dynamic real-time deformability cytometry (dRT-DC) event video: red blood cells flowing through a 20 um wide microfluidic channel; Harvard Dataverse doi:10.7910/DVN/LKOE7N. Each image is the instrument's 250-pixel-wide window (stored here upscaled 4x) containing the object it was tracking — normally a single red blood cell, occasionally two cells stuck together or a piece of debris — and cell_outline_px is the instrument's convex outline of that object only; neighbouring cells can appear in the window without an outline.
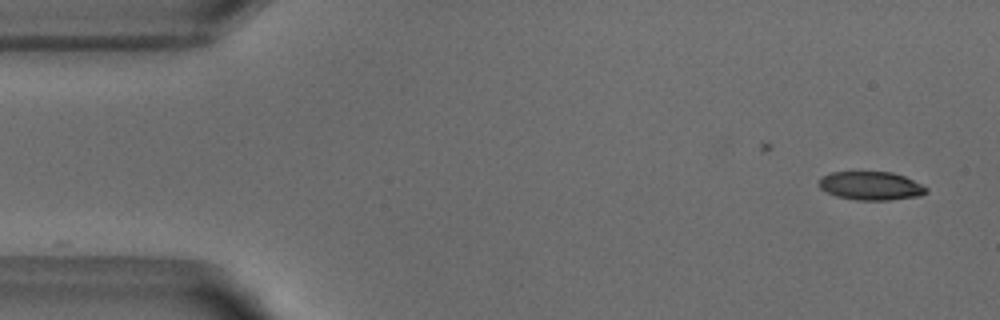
{"species": "common noctule bat (a hibernating species)", "species_latin": "Nyctalus noctula", "temperature_condition": "warm", "stored_images_in_passage": 32, "camera_frame_rate_fps": 3000, "um_per_image_px": 0.085, "animal": {"sex": "male", "body_mass_g": 18.8}, "frame": {"image": 1, "passage_image": 2, "time_ms": 0.333, "image_size_px": [1000, 320], "cell_outline_px": [[928, 192], [920, 196], [888, 200], [856, 200], [836, 196], [820, 188], [820, 176], [832, 172], [892, 172], [904, 176], [928, 188]], "centroid_in_image_um": [74.03, 15.79], "position_along_channel_um": 11.0, "area_um2": 17.74}}
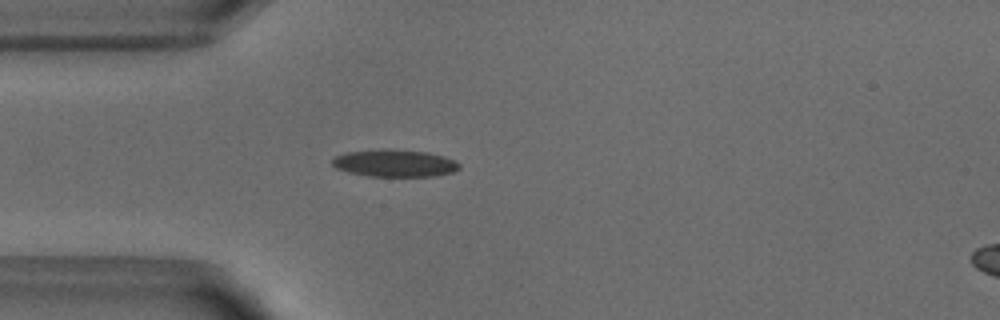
{"frame": {"image": 2, "passage_image": 13, "time_ms": 4.0, "image_size_px": [1000, 320], "cell_outline_px": [[460, 168], [452, 172], [432, 176], [368, 176], [348, 172], [336, 168], [332, 164], [332, 160], [336, 156], [348, 152], [384, 148], [388, 148], [428, 152], [444, 156], [456, 160], [460, 164]], "centroid_in_image_um": [33.56, 13.86], "position_along_channel_um": 51.4, "area_um2": 20.29}}